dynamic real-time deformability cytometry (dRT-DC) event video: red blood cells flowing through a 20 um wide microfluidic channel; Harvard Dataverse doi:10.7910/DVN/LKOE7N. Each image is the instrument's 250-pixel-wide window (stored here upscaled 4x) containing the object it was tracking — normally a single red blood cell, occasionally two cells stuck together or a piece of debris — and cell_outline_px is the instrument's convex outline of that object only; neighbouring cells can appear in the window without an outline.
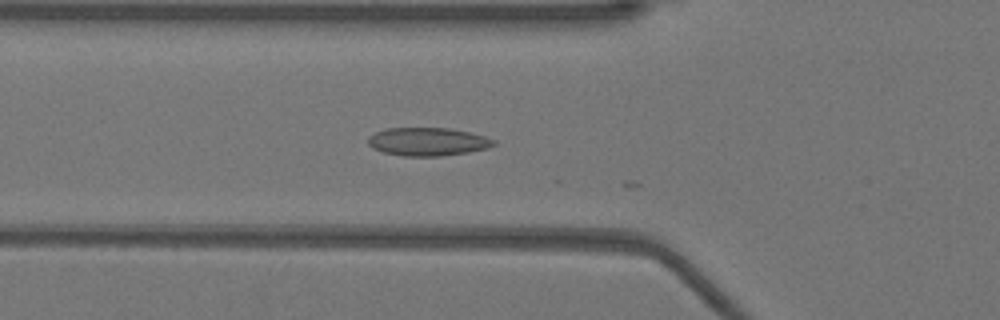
{"species": "Egyptian fruit bat (a non-hibernating species)", "species_latin": "Rousettus aegyptiacus", "temperature_condition": "warm", "stored_images_in_passage": 9, "camera_frame_rate_fps": 3000, "um_per_image_px": 0.085, "animal": {"sex": "female"}, "frame": {"image": 1, "passage_image": 7, "time_ms": 2.0, "image_size_px": [1000, 320], "cell_outline_px": [[496, 144], [488, 148], [468, 152], [440, 156], [404, 156], [384, 152], [372, 148], [368, 144], [368, 136], [376, 132], [388, 128], [448, 128], [468, 132], [484, 136], [496, 140]], "centroid_in_image_um": [36.35, 12.04], "position_along_channel_um": 89.4, "area_um2": 20.58}}